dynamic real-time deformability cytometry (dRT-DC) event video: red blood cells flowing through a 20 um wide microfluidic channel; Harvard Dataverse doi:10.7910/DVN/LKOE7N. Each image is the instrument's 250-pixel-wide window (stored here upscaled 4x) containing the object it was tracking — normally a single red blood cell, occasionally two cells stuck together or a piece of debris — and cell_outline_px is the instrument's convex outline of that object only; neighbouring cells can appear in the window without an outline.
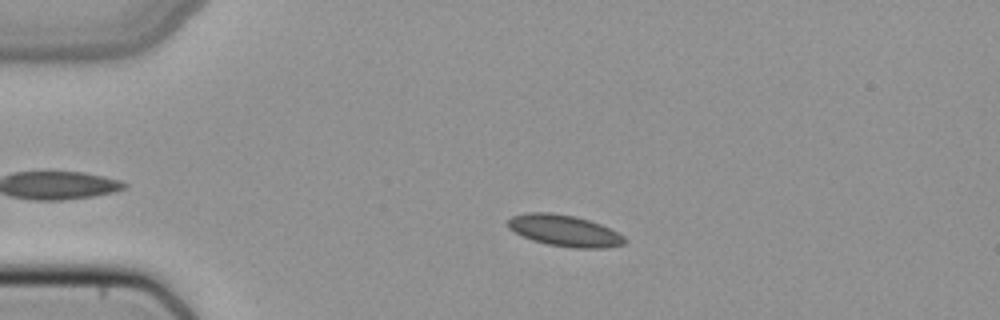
{"species": "common noctule bat (a hibernating species)", "species_latin": "Nyctalus noctula", "temperature_condition": "cold", "stored_images_in_passage": 50, "camera_frame_rate_fps": 3000, "um_per_image_px": 0.085, "animal": {"sex": "female", "body_mass_g": 22.7, "forearm_length_mm": 54.2}, "frame": {"image": 1, "passage_image": 11, "time_ms": 3.333, "image_size_px": [1000, 320], "cell_outline_px": [[628, 240], [624, 244], [604, 248], [572, 248], [548, 244], [532, 240], [508, 228], [508, 220], [512, 216], [528, 212], [552, 212], [576, 216], [600, 224], [624, 236]], "centroid_in_image_um": [47.99, 19.6], "position_along_channel_um": 37.0, "area_um2": 21.27}}
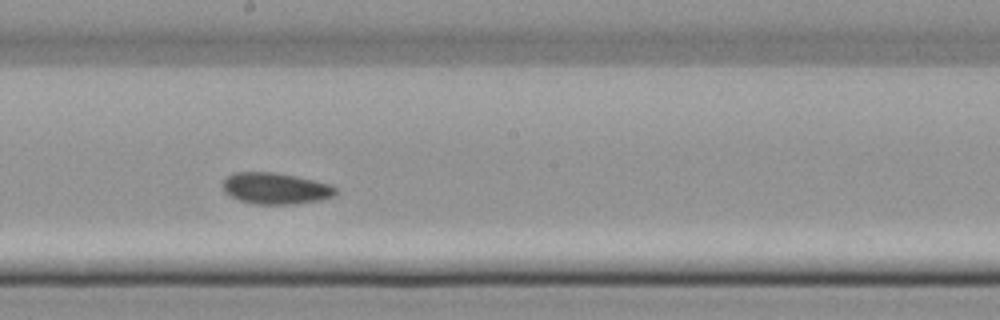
{"frame": {"image": 2, "passage_image": 28, "time_ms": 9.0, "image_size_px": [1000, 320], "cell_outline_px": [[336, 192], [332, 196], [320, 200], [296, 204], [252, 204], [240, 200], [224, 192], [224, 180], [228, 176], [236, 172], [276, 172], [296, 176], [332, 184], [336, 188]], "centroid_in_image_um": [23.45, 16.01], "position_along_channel_um": 224.8, "area_um2": 20.58}}
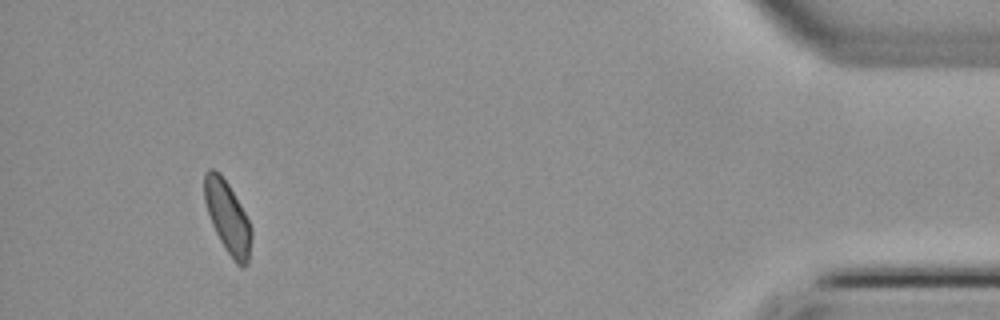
{"frame": {"image": 3, "passage_image": 47, "time_ms": 15.333, "image_size_px": [1000, 320], "cell_outline_px": [[252, 236], [248, 264], [244, 268], [236, 264], [232, 260], [224, 248], [212, 224], [204, 200], [204, 172], [208, 168], [212, 168], [220, 172], [228, 184], [240, 204], [252, 228]], "centroid_in_image_um": [19.35, 18.48], "position_along_channel_um": 415.8, "area_um2": 19.83}}